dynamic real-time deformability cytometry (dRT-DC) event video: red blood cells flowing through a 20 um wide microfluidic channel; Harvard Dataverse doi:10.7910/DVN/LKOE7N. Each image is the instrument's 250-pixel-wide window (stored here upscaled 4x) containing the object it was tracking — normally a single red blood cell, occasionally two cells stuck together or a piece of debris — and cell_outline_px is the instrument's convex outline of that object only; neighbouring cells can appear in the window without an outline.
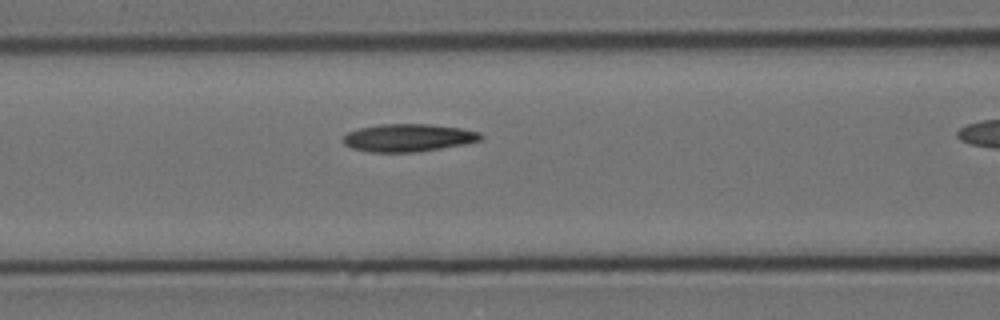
{"species": "Egyptian fruit bat (a non-hibernating species)", "species_latin": "Rousettus aegyptiacus", "temperature_condition": "cold", "stored_images_in_passage": 41, "camera_frame_rate_fps": 3000, "um_per_image_px": 0.085, "animal": {"sex": "female"}, "frame": {"image": 1, "passage_image": 19, "time_ms": 6.0, "image_size_px": [1000, 320], "cell_outline_px": [[484, 136], [480, 140], [464, 144], [416, 152], [368, 152], [352, 148], [344, 144], [340, 140], [348, 132], [360, 128], [380, 124], [432, 124], [460, 128], [480, 132]], "centroid_in_image_um": [34.68, 11.71], "position_along_channel_um": 131.9, "area_um2": 22.25}}
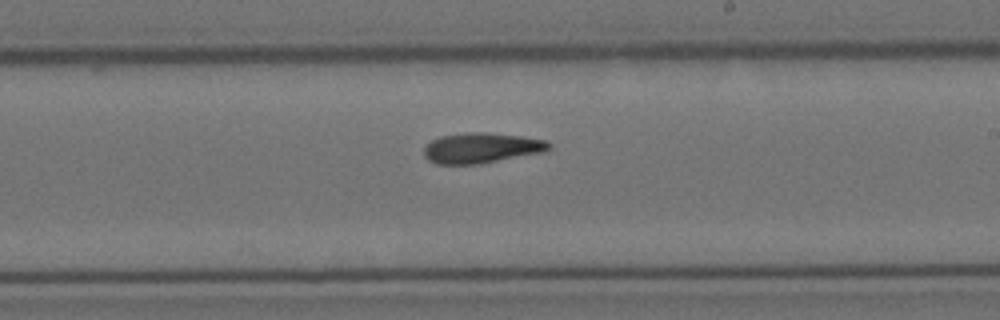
{"frame": {"image": 2, "passage_image": 29, "time_ms": 9.333, "image_size_px": [1000, 320], "cell_outline_px": [[552, 148], [544, 152], [476, 164], [436, 164], [428, 160], [424, 156], [424, 148], [432, 140], [440, 136], [468, 132], [488, 132], [520, 136], [544, 140], [552, 144]], "centroid_in_image_um": [40.92, 12.57], "position_along_channel_um": 248.1, "area_um2": 22.02}}
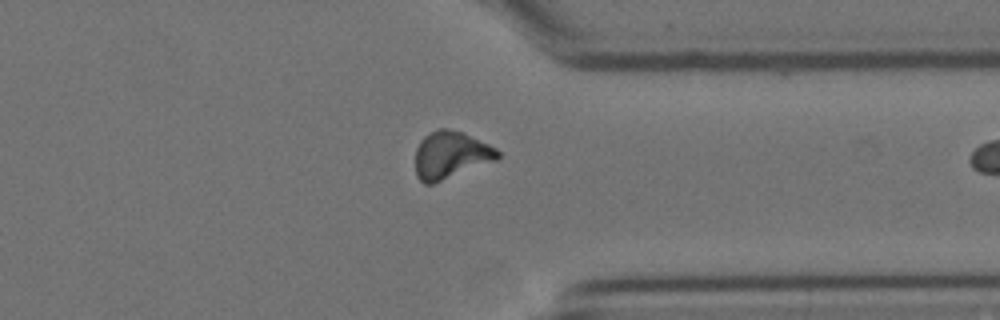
{"frame": {"image": 3, "passage_image": 40, "time_ms": 13.0, "image_size_px": [1000, 320], "cell_outline_px": [[500, 156], [496, 160], [432, 184], [424, 184], [416, 176], [416, 148], [420, 140], [424, 136], [440, 128], [448, 128], [464, 132], [496, 148], [500, 152]], "centroid_in_image_um": [38.3, 13.17], "position_along_channel_um": 373.1, "area_um2": 22.6}}